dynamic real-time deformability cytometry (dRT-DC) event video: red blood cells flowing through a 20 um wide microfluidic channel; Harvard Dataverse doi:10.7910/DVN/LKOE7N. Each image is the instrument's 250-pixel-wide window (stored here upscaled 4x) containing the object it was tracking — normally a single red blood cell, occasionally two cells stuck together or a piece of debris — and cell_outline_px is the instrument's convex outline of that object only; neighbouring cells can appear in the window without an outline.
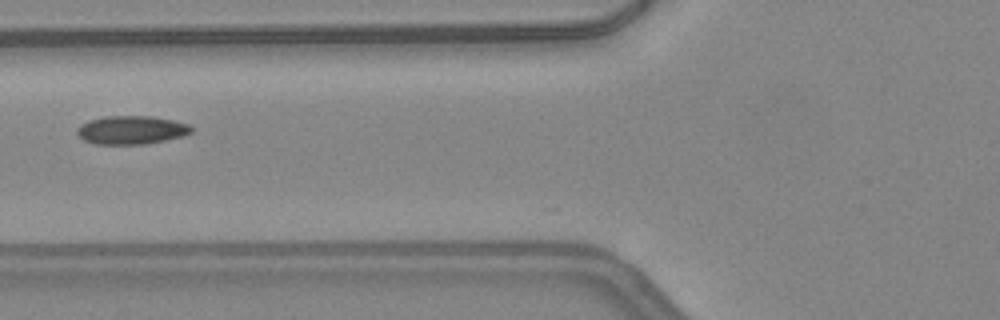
{"species": "common noctule bat (a hibernating species)", "species_latin": "Nyctalus noctula", "temperature_condition": "warm", "stored_images_in_passage": 8, "camera_frame_rate_fps": 3000, "um_per_image_px": 0.085, "animal": {"sex": "female", "body_mass_g": 24.6, "forearm_length_mm": 56.2}, "frame": {"image": 1, "passage_image": 3, "time_ms": 0.667, "image_size_px": [1000, 320], "cell_outline_px": [[192, 132], [184, 136], [144, 144], [96, 144], [84, 140], [76, 132], [76, 128], [80, 124], [88, 120], [108, 116], [152, 116], [172, 120], [188, 124], [192, 128]], "centroid_in_image_um": [11.15, 11.04], "position_along_channel_um": 114.6, "area_um2": 18.9}}